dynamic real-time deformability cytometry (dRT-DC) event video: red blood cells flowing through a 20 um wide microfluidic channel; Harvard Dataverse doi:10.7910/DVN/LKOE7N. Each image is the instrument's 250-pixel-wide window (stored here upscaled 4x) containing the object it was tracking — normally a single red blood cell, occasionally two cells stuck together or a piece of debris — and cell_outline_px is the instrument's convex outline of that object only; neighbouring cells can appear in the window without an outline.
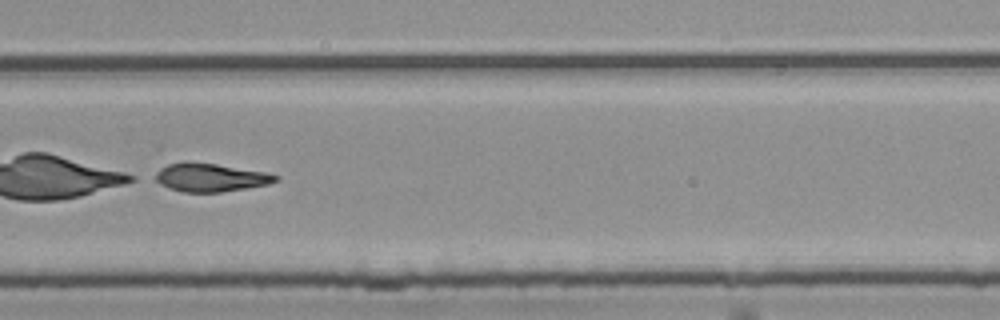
{"species": "common noctule bat (a hibernating species)", "species_latin": "Nyctalus noctula", "temperature_condition": "room temperature", "stored_images_in_passage": 37, "camera_frame_rate_fps": 3000, "um_per_image_px": 0.085, "animal": {"sex": "female", "body_mass_g": 25.1}, "frame": {"image": 1, "passage_image": 22, "time_ms": 7.0, "image_size_px": [1000, 320], "cell_outline_px": [[280, 180], [268, 184], [220, 192], [184, 192], [168, 188], [152, 180], [148, 176], [160, 168], [168, 164], [184, 160], [188, 160], [216, 164], [264, 172], [280, 176]], "centroid_in_image_um": [17.76, 15.06], "position_along_channel_um": 312.0, "area_um2": 20.29}}